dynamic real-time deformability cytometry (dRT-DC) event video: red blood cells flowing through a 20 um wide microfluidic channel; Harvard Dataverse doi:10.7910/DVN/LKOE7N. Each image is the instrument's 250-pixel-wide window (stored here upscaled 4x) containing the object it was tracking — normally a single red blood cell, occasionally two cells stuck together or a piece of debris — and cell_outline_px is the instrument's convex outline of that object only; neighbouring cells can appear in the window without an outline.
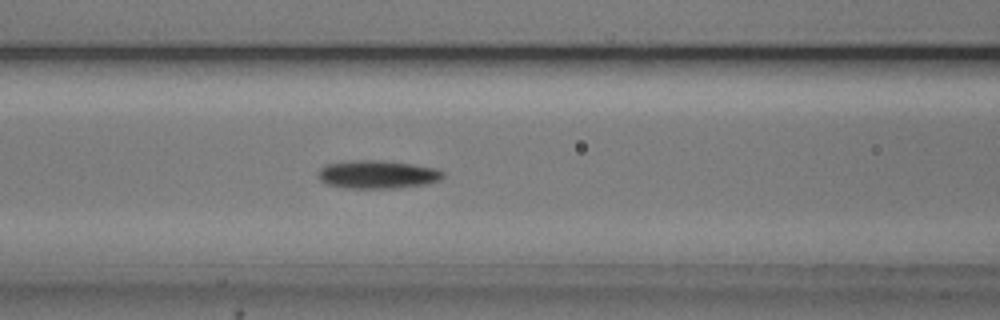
{"species": "common noctule bat (a hibernating species)", "species_latin": "Nyctalus noctula", "temperature_condition": "cold", "stored_images_in_passage": 40, "camera_frame_rate_fps": 3000, "um_per_image_px": 0.085, "animal": {"sex": "male", "body_mass_g": 20.5, "forearm_length_mm": 52.5}, "frame": {"image": 1, "passage_image": 19, "time_ms": 6.0, "image_size_px": [1000, 320], "cell_outline_px": [[444, 176], [440, 180], [428, 184], [396, 188], [348, 188], [328, 184], [320, 180], [320, 168], [328, 164], [352, 160], [384, 160], [412, 164], [436, 168], [444, 172]], "centroid_in_image_um": [32.15, 14.82], "position_along_channel_um": 134.5, "area_um2": 20.46}}
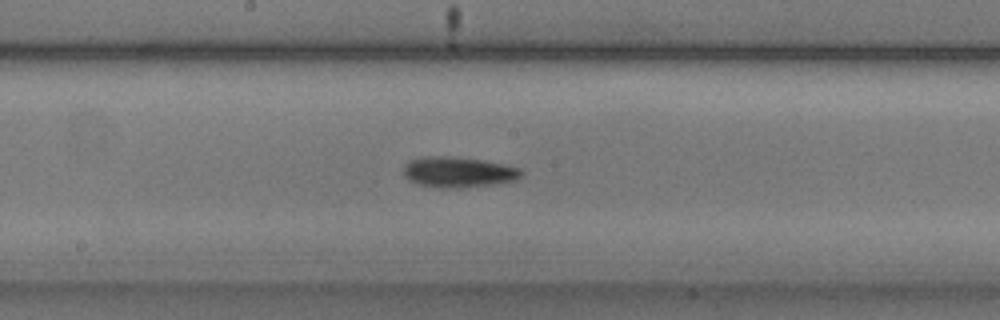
{"frame": {"image": 2, "passage_image": 25, "time_ms": 8.0, "image_size_px": [1000, 320], "cell_outline_px": [[524, 172], [516, 180], [492, 184], [460, 188], [436, 188], [416, 184], [408, 180], [404, 176], [404, 164], [408, 160], [428, 156], [448, 156], [484, 160], [504, 164], [520, 168]], "centroid_in_image_um": [38.92, 14.63], "position_along_channel_um": 209.3, "area_um2": 21.21}}
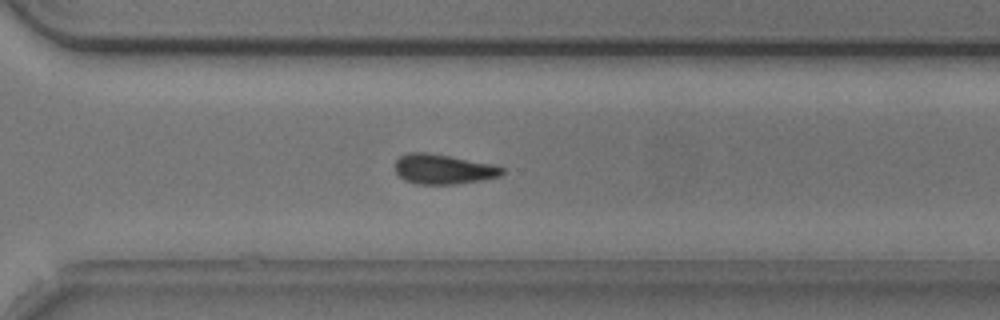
{"frame": {"image": 3, "passage_image": 35, "time_ms": 11.333, "image_size_px": [1000, 320], "cell_outline_px": [[504, 172], [500, 176], [484, 180], [456, 184], [416, 184], [404, 180], [396, 172], [396, 160], [400, 156], [408, 152], [428, 152], [492, 164], [504, 168]], "centroid_in_image_um": [37.68, 14.38], "position_along_channel_um": 332.9, "area_um2": 18.67}, "authors_computed_cell_mechanics": {"area_um2": 19.0162, "velocity_mm_per_s": 3.729, "shape_relaxation_time_tau1_ms": 2.5273, "shape_relaxation_time_tau2_ms": null, "deformation_change_tau1": 0.0988, "deformation_change_tau2": null}}